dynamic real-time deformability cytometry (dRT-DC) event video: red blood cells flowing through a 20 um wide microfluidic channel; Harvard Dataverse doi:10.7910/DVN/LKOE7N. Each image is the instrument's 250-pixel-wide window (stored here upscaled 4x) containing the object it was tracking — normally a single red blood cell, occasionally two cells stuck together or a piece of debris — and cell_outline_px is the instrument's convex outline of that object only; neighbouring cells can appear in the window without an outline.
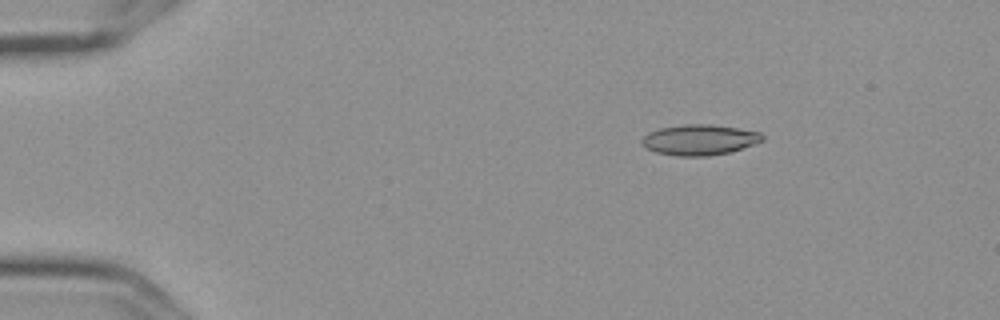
{"species": "Egyptian fruit bat (a non-hibernating species)", "species_latin": "Rousettus aegyptiacus", "temperature_condition": "cold", "stored_images_in_passage": 5, "camera_frame_rate_fps": 3000, "um_per_image_px": 0.085, "frame": {"image": 1, "passage_image": 3, "time_ms": 0.667, "image_size_px": [1000, 320], "cell_outline_px": [[764, 140], [756, 144], [728, 152], [708, 156], [676, 156], [656, 152], [648, 148], [640, 140], [648, 132], [660, 128], [684, 124], [708, 124], [736, 128], [760, 132], [764, 136]], "centroid_in_image_um": [59.47, 11.88], "position_along_channel_um": 25.5, "area_um2": 21.33}}